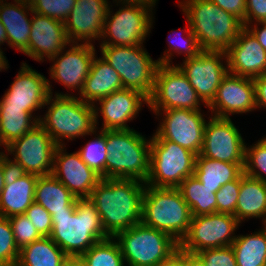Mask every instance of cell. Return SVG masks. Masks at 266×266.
I'll return each mask as SVG.
<instances>
[{
    "label": "cell",
    "instance_id": "6da1fadb",
    "mask_svg": "<svg viewBox=\"0 0 266 266\" xmlns=\"http://www.w3.org/2000/svg\"><path fill=\"white\" fill-rule=\"evenodd\" d=\"M146 184L135 179L102 178L89 200L100 214L109 237L141 222L142 199Z\"/></svg>",
    "mask_w": 266,
    "mask_h": 266
},
{
    "label": "cell",
    "instance_id": "7a4b0ae2",
    "mask_svg": "<svg viewBox=\"0 0 266 266\" xmlns=\"http://www.w3.org/2000/svg\"><path fill=\"white\" fill-rule=\"evenodd\" d=\"M49 236L67 256L81 257L92 245L109 236L89 198L77 199L75 212H56Z\"/></svg>",
    "mask_w": 266,
    "mask_h": 266
},
{
    "label": "cell",
    "instance_id": "3957f363",
    "mask_svg": "<svg viewBox=\"0 0 266 266\" xmlns=\"http://www.w3.org/2000/svg\"><path fill=\"white\" fill-rule=\"evenodd\" d=\"M191 31L204 51H223L236 40L244 28L234 15L210 0H179Z\"/></svg>",
    "mask_w": 266,
    "mask_h": 266
},
{
    "label": "cell",
    "instance_id": "277c9868",
    "mask_svg": "<svg viewBox=\"0 0 266 266\" xmlns=\"http://www.w3.org/2000/svg\"><path fill=\"white\" fill-rule=\"evenodd\" d=\"M44 106L48 110L40 117L39 124L58 146L65 145L63 140L66 139L92 136L96 128L93 105L75 95L55 92L54 97L53 94L49 95Z\"/></svg>",
    "mask_w": 266,
    "mask_h": 266
},
{
    "label": "cell",
    "instance_id": "5b68a950",
    "mask_svg": "<svg viewBox=\"0 0 266 266\" xmlns=\"http://www.w3.org/2000/svg\"><path fill=\"white\" fill-rule=\"evenodd\" d=\"M106 178L135 179L146 183L150 173L151 138L134 129L105 130Z\"/></svg>",
    "mask_w": 266,
    "mask_h": 266
},
{
    "label": "cell",
    "instance_id": "8992f818",
    "mask_svg": "<svg viewBox=\"0 0 266 266\" xmlns=\"http://www.w3.org/2000/svg\"><path fill=\"white\" fill-rule=\"evenodd\" d=\"M192 217L178 188L145 186L141 210L144 225L166 232L180 243L189 230Z\"/></svg>",
    "mask_w": 266,
    "mask_h": 266
},
{
    "label": "cell",
    "instance_id": "52a82bcc",
    "mask_svg": "<svg viewBox=\"0 0 266 266\" xmlns=\"http://www.w3.org/2000/svg\"><path fill=\"white\" fill-rule=\"evenodd\" d=\"M119 244L126 266H157L179 248L166 232L136 224L113 237Z\"/></svg>",
    "mask_w": 266,
    "mask_h": 266
},
{
    "label": "cell",
    "instance_id": "ba28073f",
    "mask_svg": "<svg viewBox=\"0 0 266 266\" xmlns=\"http://www.w3.org/2000/svg\"><path fill=\"white\" fill-rule=\"evenodd\" d=\"M114 4L120 7L114 13L110 8L113 5L109 6L100 46L144 45L153 26L154 9L140 3L115 1Z\"/></svg>",
    "mask_w": 266,
    "mask_h": 266
},
{
    "label": "cell",
    "instance_id": "9c48e42d",
    "mask_svg": "<svg viewBox=\"0 0 266 266\" xmlns=\"http://www.w3.org/2000/svg\"><path fill=\"white\" fill-rule=\"evenodd\" d=\"M102 58L118 73L123 88L141 92L148 99L154 91L158 61L143 45L100 46Z\"/></svg>",
    "mask_w": 266,
    "mask_h": 266
},
{
    "label": "cell",
    "instance_id": "30bf717a",
    "mask_svg": "<svg viewBox=\"0 0 266 266\" xmlns=\"http://www.w3.org/2000/svg\"><path fill=\"white\" fill-rule=\"evenodd\" d=\"M196 154L175 142L151 137L150 173L146 185L159 188H178L194 175Z\"/></svg>",
    "mask_w": 266,
    "mask_h": 266
},
{
    "label": "cell",
    "instance_id": "8fae6325",
    "mask_svg": "<svg viewBox=\"0 0 266 266\" xmlns=\"http://www.w3.org/2000/svg\"><path fill=\"white\" fill-rule=\"evenodd\" d=\"M201 103L207 107L177 65H158L148 108L197 110Z\"/></svg>",
    "mask_w": 266,
    "mask_h": 266
},
{
    "label": "cell",
    "instance_id": "7c38bea8",
    "mask_svg": "<svg viewBox=\"0 0 266 266\" xmlns=\"http://www.w3.org/2000/svg\"><path fill=\"white\" fill-rule=\"evenodd\" d=\"M241 225L234 215L213 213L193 216L179 248L197 254L204 249L232 245L235 231Z\"/></svg>",
    "mask_w": 266,
    "mask_h": 266
},
{
    "label": "cell",
    "instance_id": "4fadbf2b",
    "mask_svg": "<svg viewBox=\"0 0 266 266\" xmlns=\"http://www.w3.org/2000/svg\"><path fill=\"white\" fill-rule=\"evenodd\" d=\"M150 111H153L155 116H163L159 127H157V130L152 135L155 140L172 141L196 155L200 154L203 146L204 129L207 123L201 109Z\"/></svg>",
    "mask_w": 266,
    "mask_h": 266
},
{
    "label": "cell",
    "instance_id": "5bb4252c",
    "mask_svg": "<svg viewBox=\"0 0 266 266\" xmlns=\"http://www.w3.org/2000/svg\"><path fill=\"white\" fill-rule=\"evenodd\" d=\"M57 146L50 134L38 124L7 145L4 152L7 155L13 154L12 160L19 163L27 173L43 176L52 173Z\"/></svg>",
    "mask_w": 266,
    "mask_h": 266
},
{
    "label": "cell",
    "instance_id": "9a60e30c",
    "mask_svg": "<svg viewBox=\"0 0 266 266\" xmlns=\"http://www.w3.org/2000/svg\"><path fill=\"white\" fill-rule=\"evenodd\" d=\"M177 66L207 106L215 98L221 81L228 74L227 57L223 51L202 50L196 57L183 60Z\"/></svg>",
    "mask_w": 266,
    "mask_h": 266
},
{
    "label": "cell",
    "instance_id": "2e32d148",
    "mask_svg": "<svg viewBox=\"0 0 266 266\" xmlns=\"http://www.w3.org/2000/svg\"><path fill=\"white\" fill-rule=\"evenodd\" d=\"M200 155L222 162L245 163V144L231 118L209 116Z\"/></svg>",
    "mask_w": 266,
    "mask_h": 266
},
{
    "label": "cell",
    "instance_id": "e0dca14e",
    "mask_svg": "<svg viewBox=\"0 0 266 266\" xmlns=\"http://www.w3.org/2000/svg\"><path fill=\"white\" fill-rule=\"evenodd\" d=\"M95 51L94 44H68V47L48 60L53 62L49 69L51 79L71 91L78 90V95H80L90 72L92 61L97 54Z\"/></svg>",
    "mask_w": 266,
    "mask_h": 266
},
{
    "label": "cell",
    "instance_id": "ac0fdd59",
    "mask_svg": "<svg viewBox=\"0 0 266 266\" xmlns=\"http://www.w3.org/2000/svg\"><path fill=\"white\" fill-rule=\"evenodd\" d=\"M97 102L99 107L93 105L96 129L101 114L103 122L100 130H129L132 128L127 123L137 117L144 104L148 106L149 99L139 91L122 88Z\"/></svg>",
    "mask_w": 266,
    "mask_h": 266
},
{
    "label": "cell",
    "instance_id": "d6986e66",
    "mask_svg": "<svg viewBox=\"0 0 266 266\" xmlns=\"http://www.w3.org/2000/svg\"><path fill=\"white\" fill-rule=\"evenodd\" d=\"M50 83L44 75L23 62L0 101L5 106L24 107V111L34 113L44 108L49 95L53 94Z\"/></svg>",
    "mask_w": 266,
    "mask_h": 266
},
{
    "label": "cell",
    "instance_id": "ffe728a7",
    "mask_svg": "<svg viewBox=\"0 0 266 266\" xmlns=\"http://www.w3.org/2000/svg\"><path fill=\"white\" fill-rule=\"evenodd\" d=\"M109 2V0H77L64 22L68 41L93 44L95 40H100L111 4Z\"/></svg>",
    "mask_w": 266,
    "mask_h": 266
},
{
    "label": "cell",
    "instance_id": "44dd1931",
    "mask_svg": "<svg viewBox=\"0 0 266 266\" xmlns=\"http://www.w3.org/2000/svg\"><path fill=\"white\" fill-rule=\"evenodd\" d=\"M207 108L212 116L221 118H230L231 114L250 113L256 110L253 78L228 73Z\"/></svg>",
    "mask_w": 266,
    "mask_h": 266
},
{
    "label": "cell",
    "instance_id": "7402d4cb",
    "mask_svg": "<svg viewBox=\"0 0 266 266\" xmlns=\"http://www.w3.org/2000/svg\"><path fill=\"white\" fill-rule=\"evenodd\" d=\"M66 146H57L52 174L77 198H89L101 176L88 167L76 151L66 152Z\"/></svg>",
    "mask_w": 266,
    "mask_h": 266
},
{
    "label": "cell",
    "instance_id": "603a6c76",
    "mask_svg": "<svg viewBox=\"0 0 266 266\" xmlns=\"http://www.w3.org/2000/svg\"><path fill=\"white\" fill-rule=\"evenodd\" d=\"M31 32L28 48L23 52L38 62L47 61L67 47L68 41L64 23L30 11Z\"/></svg>",
    "mask_w": 266,
    "mask_h": 266
},
{
    "label": "cell",
    "instance_id": "cb8c5ba5",
    "mask_svg": "<svg viewBox=\"0 0 266 266\" xmlns=\"http://www.w3.org/2000/svg\"><path fill=\"white\" fill-rule=\"evenodd\" d=\"M225 53L228 73L249 78L266 74V51L247 28L239 32Z\"/></svg>",
    "mask_w": 266,
    "mask_h": 266
},
{
    "label": "cell",
    "instance_id": "d4e9b609",
    "mask_svg": "<svg viewBox=\"0 0 266 266\" xmlns=\"http://www.w3.org/2000/svg\"><path fill=\"white\" fill-rule=\"evenodd\" d=\"M13 1L12 4L0 0V21L6 30L8 46L23 53L30 38L31 17L28 16L32 7L29 0Z\"/></svg>",
    "mask_w": 266,
    "mask_h": 266
},
{
    "label": "cell",
    "instance_id": "484cf974",
    "mask_svg": "<svg viewBox=\"0 0 266 266\" xmlns=\"http://www.w3.org/2000/svg\"><path fill=\"white\" fill-rule=\"evenodd\" d=\"M122 88L118 73L102 57L95 55L79 98L85 103L95 105L98 100Z\"/></svg>",
    "mask_w": 266,
    "mask_h": 266
},
{
    "label": "cell",
    "instance_id": "4316f807",
    "mask_svg": "<svg viewBox=\"0 0 266 266\" xmlns=\"http://www.w3.org/2000/svg\"><path fill=\"white\" fill-rule=\"evenodd\" d=\"M234 216L241 224L249 218H262V225H266V182L241 174Z\"/></svg>",
    "mask_w": 266,
    "mask_h": 266
},
{
    "label": "cell",
    "instance_id": "83f0119b",
    "mask_svg": "<svg viewBox=\"0 0 266 266\" xmlns=\"http://www.w3.org/2000/svg\"><path fill=\"white\" fill-rule=\"evenodd\" d=\"M77 198L51 173L38 176L34 202L51 215L56 212H75Z\"/></svg>",
    "mask_w": 266,
    "mask_h": 266
},
{
    "label": "cell",
    "instance_id": "f1b7e54d",
    "mask_svg": "<svg viewBox=\"0 0 266 266\" xmlns=\"http://www.w3.org/2000/svg\"><path fill=\"white\" fill-rule=\"evenodd\" d=\"M38 175L27 173L11 185H4L0 196V215L11 217L25 214L34 202Z\"/></svg>",
    "mask_w": 266,
    "mask_h": 266
},
{
    "label": "cell",
    "instance_id": "f546056e",
    "mask_svg": "<svg viewBox=\"0 0 266 266\" xmlns=\"http://www.w3.org/2000/svg\"><path fill=\"white\" fill-rule=\"evenodd\" d=\"M245 163H229L213 160L200 154L196 156L195 177L213 192L223 185L236 180L244 172Z\"/></svg>",
    "mask_w": 266,
    "mask_h": 266
},
{
    "label": "cell",
    "instance_id": "4dcf8cb0",
    "mask_svg": "<svg viewBox=\"0 0 266 266\" xmlns=\"http://www.w3.org/2000/svg\"><path fill=\"white\" fill-rule=\"evenodd\" d=\"M40 117L24 111V107L5 106L0 101V140L3 148L38 125Z\"/></svg>",
    "mask_w": 266,
    "mask_h": 266
},
{
    "label": "cell",
    "instance_id": "1f68e13d",
    "mask_svg": "<svg viewBox=\"0 0 266 266\" xmlns=\"http://www.w3.org/2000/svg\"><path fill=\"white\" fill-rule=\"evenodd\" d=\"M66 256L50 237H41L19 250L15 266H59Z\"/></svg>",
    "mask_w": 266,
    "mask_h": 266
},
{
    "label": "cell",
    "instance_id": "d6a6232c",
    "mask_svg": "<svg viewBox=\"0 0 266 266\" xmlns=\"http://www.w3.org/2000/svg\"><path fill=\"white\" fill-rule=\"evenodd\" d=\"M252 234L237 235L232 243L237 266H266V225Z\"/></svg>",
    "mask_w": 266,
    "mask_h": 266
},
{
    "label": "cell",
    "instance_id": "836d02e7",
    "mask_svg": "<svg viewBox=\"0 0 266 266\" xmlns=\"http://www.w3.org/2000/svg\"><path fill=\"white\" fill-rule=\"evenodd\" d=\"M178 189L190 207L192 216L217 213L216 193L212 188L204 187L195 175L187 177Z\"/></svg>",
    "mask_w": 266,
    "mask_h": 266
},
{
    "label": "cell",
    "instance_id": "e575fe53",
    "mask_svg": "<svg viewBox=\"0 0 266 266\" xmlns=\"http://www.w3.org/2000/svg\"><path fill=\"white\" fill-rule=\"evenodd\" d=\"M80 258L83 266H126L120 246L113 237L92 245Z\"/></svg>",
    "mask_w": 266,
    "mask_h": 266
},
{
    "label": "cell",
    "instance_id": "d590c367",
    "mask_svg": "<svg viewBox=\"0 0 266 266\" xmlns=\"http://www.w3.org/2000/svg\"><path fill=\"white\" fill-rule=\"evenodd\" d=\"M94 134V139L88 141V143L77 152L88 167L99 174L101 178H106V160L108 158V153L105 130L97 131L95 128L93 131V135Z\"/></svg>",
    "mask_w": 266,
    "mask_h": 266
},
{
    "label": "cell",
    "instance_id": "8d00e7d4",
    "mask_svg": "<svg viewBox=\"0 0 266 266\" xmlns=\"http://www.w3.org/2000/svg\"><path fill=\"white\" fill-rule=\"evenodd\" d=\"M186 22L188 23V28L184 29L183 33L185 32V34L183 35L182 40L180 38L182 36L181 31H179L180 34H177V36L175 38L173 37V39L171 38L172 36H170L168 38L169 48L166 49L163 55H161V57L157 59L158 64L175 65L172 62V57L174 56V53H176L177 55L184 54L185 57L183 60H186L189 58L196 57L202 51L198 44L197 38L191 31L189 22Z\"/></svg>",
    "mask_w": 266,
    "mask_h": 266
},
{
    "label": "cell",
    "instance_id": "74e56055",
    "mask_svg": "<svg viewBox=\"0 0 266 266\" xmlns=\"http://www.w3.org/2000/svg\"><path fill=\"white\" fill-rule=\"evenodd\" d=\"M244 174L266 182V147L258 140L256 144H245Z\"/></svg>",
    "mask_w": 266,
    "mask_h": 266
},
{
    "label": "cell",
    "instance_id": "f35d334b",
    "mask_svg": "<svg viewBox=\"0 0 266 266\" xmlns=\"http://www.w3.org/2000/svg\"><path fill=\"white\" fill-rule=\"evenodd\" d=\"M19 256L14 234L7 217L0 215V266H15Z\"/></svg>",
    "mask_w": 266,
    "mask_h": 266
},
{
    "label": "cell",
    "instance_id": "ab89813d",
    "mask_svg": "<svg viewBox=\"0 0 266 266\" xmlns=\"http://www.w3.org/2000/svg\"><path fill=\"white\" fill-rule=\"evenodd\" d=\"M32 11L65 22L77 0H29Z\"/></svg>",
    "mask_w": 266,
    "mask_h": 266
},
{
    "label": "cell",
    "instance_id": "60d3db41",
    "mask_svg": "<svg viewBox=\"0 0 266 266\" xmlns=\"http://www.w3.org/2000/svg\"><path fill=\"white\" fill-rule=\"evenodd\" d=\"M9 220L19 250L41 238L30 219L24 214L11 216Z\"/></svg>",
    "mask_w": 266,
    "mask_h": 266
},
{
    "label": "cell",
    "instance_id": "b9f144b4",
    "mask_svg": "<svg viewBox=\"0 0 266 266\" xmlns=\"http://www.w3.org/2000/svg\"><path fill=\"white\" fill-rule=\"evenodd\" d=\"M241 186V175L223 185L217 192V213L234 215Z\"/></svg>",
    "mask_w": 266,
    "mask_h": 266
},
{
    "label": "cell",
    "instance_id": "7bdbcfd3",
    "mask_svg": "<svg viewBox=\"0 0 266 266\" xmlns=\"http://www.w3.org/2000/svg\"><path fill=\"white\" fill-rule=\"evenodd\" d=\"M205 266H237L234 250L231 245L219 248L204 249L197 253Z\"/></svg>",
    "mask_w": 266,
    "mask_h": 266
},
{
    "label": "cell",
    "instance_id": "ee69618b",
    "mask_svg": "<svg viewBox=\"0 0 266 266\" xmlns=\"http://www.w3.org/2000/svg\"><path fill=\"white\" fill-rule=\"evenodd\" d=\"M24 215L30 219L41 237H49L51 235L52 217L42 205L33 202Z\"/></svg>",
    "mask_w": 266,
    "mask_h": 266
},
{
    "label": "cell",
    "instance_id": "f6af8a7d",
    "mask_svg": "<svg viewBox=\"0 0 266 266\" xmlns=\"http://www.w3.org/2000/svg\"><path fill=\"white\" fill-rule=\"evenodd\" d=\"M266 22V0H246L244 27Z\"/></svg>",
    "mask_w": 266,
    "mask_h": 266
},
{
    "label": "cell",
    "instance_id": "bcb514c9",
    "mask_svg": "<svg viewBox=\"0 0 266 266\" xmlns=\"http://www.w3.org/2000/svg\"><path fill=\"white\" fill-rule=\"evenodd\" d=\"M3 173L5 185H11L20 177L27 174L25 169L3 152Z\"/></svg>",
    "mask_w": 266,
    "mask_h": 266
},
{
    "label": "cell",
    "instance_id": "7dc6e473",
    "mask_svg": "<svg viewBox=\"0 0 266 266\" xmlns=\"http://www.w3.org/2000/svg\"><path fill=\"white\" fill-rule=\"evenodd\" d=\"M221 9L237 17L244 26L246 0H210Z\"/></svg>",
    "mask_w": 266,
    "mask_h": 266
},
{
    "label": "cell",
    "instance_id": "c3c4849f",
    "mask_svg": "<svg viewBox=\"0 0 266 266\" xmlns=\"http://www.w3.org/2000/svg\"><path fill=\"white\" fill-rule=\"evenodd\" d=\"M256 109H266V74L253 78Z\"/></svg>",
    "mask_w": 266,
    "mask_h": 266
},
{
    "label": "cell",
    "instance_id": "681fc988",
    "mask_svg": "<svg viewBox=\"0 0 266 266\" xmlns=\"http://www.w3.org/2000/svg\"><path fill=\"white\" fill-rule=\"evenodd\" d=\"M246 28L252 33L266 51V22H259L252 25L250 24Z\"/></svg>",
    "mask_w": 266,
    "mask_h": 266
},
{
    "label": "cell",
    "instance_id": "f907efd6",
    "mask_svg": "<svg viewBox=\"0 0 266 266\" xmlns=\"http://www.w3.org/2000/svg\"><path fill=\"white\" fill-rule=\"evenodd\" d=\"M157 266H184V250L178 248L176 252Z\"/></svg>",
    "mask_w": 266,
    "mask_h": 266
},
{
    "label": "cell",
    "instance_id": "816d5d0a",
    "mask_svg": "<svg viewBox=\"0 0 266 266\" xmlns=\"http://www.w3.org/2000/svg\"><path fill=\"white\" fill-rule=\"evenodd\" d=\"M184 266H205V264L197 254L184 251Z\"/></svg>",
    "mask_w": 266,
    "mask_h": 266
},
{
    "label": "cell",
    "instance_id": "f5cc1de1",
    "mask_svg": "<svg viewBox=\"0 0 266 266\" xmlns=\"http://www.w3.org/2000/svg\"><path fill=\"white\" fill-rule=\"evenodd\" d=\"M59 266H83L82 260L77 256H66Z\"/></svg>",
    "mask_w": 266,
    "mask_h": 266
},
{
    "label": "cell",
    "instance_id": "db71d44e",
    "mask_svg": "<svg viewBox=\"0 0 266 266\" xmlns=\"http://www.w3.org/2000/svg\"><path fill=\"white\" fill-rule=\"evenodd\" d=\"M129 2V3H140V4H144V5H146V6H150V7H152V8H155V5H157L156 3V1H158V0H113V3L114 2Z\"/></svg>",
    "mask_w": 266,
    "mask_h": 266
},
{
    "label": "cell",
    "instance_id": "11a10c76",
    "mask_svg": "<svg viewBox=\"0 0 266 266\" xmlns=\"http://www.w3.org/2000/svg\"><path fill=\"white\" fill-rule=\"evenodd\" d=\"M4 173H3V151L0 152V196L4 188Z\"/></svg>",
    "mask_w": 266,
    "mask_h": 266
},
{
    "label": "cell",
    "instance_id": "9f6ffc18",
    "mask_svg": "<svg viewBox=\"0 0 266 266\" xmlns=\"http://www.w3.org/2000/svg\"><path fill=\"white\" fill-rule=\"evenodd\" d=\"M8 65V60H6V56H4V52L2 51V48H0V71L2 72L3 69H8Z\"/></svg>",
    "mask_w": 266,
    "mask_h": 266
},
{
    "label": "cell",
    "instance_id": "6f0895ef",
    "mask_svg": "<svg viewBox=\"0 0 266 266\" xmlns=\"http://www.w3.org/2000/svg\"><path fill=\"white\" fill-rule=\"evenodd\" d=\"M4 43H7V45H8L6 30L0 21V48H1L2 44L4 45Z\"/></svg>",
    "mask_w": 266,
    "mask_h": 266
},
{
    "label": "cell",
    "instance_id": "680465c9",
    "mask_svg": "<svg viewBox=\"0 0 266 266\" xmlns=\"http://www.w3.org/2000/svg\"><path fill=\"white\" fill-rule=\"evenodd\" d=\"M260 141L264 144V146L266 147V137H263L260 139Z\"/></svg>",
    "mask_w": 266,
    "mask_h": 266
}]
</instances>
